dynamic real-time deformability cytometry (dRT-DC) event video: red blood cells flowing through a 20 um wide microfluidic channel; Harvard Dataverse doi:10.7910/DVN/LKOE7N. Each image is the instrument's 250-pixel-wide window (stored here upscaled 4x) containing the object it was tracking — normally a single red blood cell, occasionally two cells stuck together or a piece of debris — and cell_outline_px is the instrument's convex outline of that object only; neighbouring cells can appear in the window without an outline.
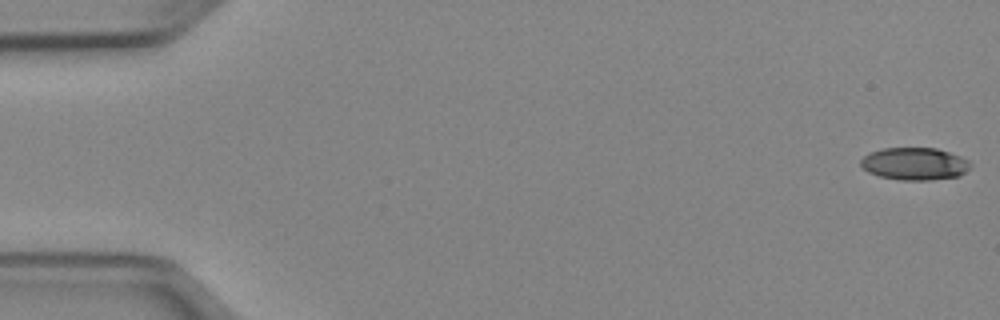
{"species": "Egyptian fruit bat (a non-hibernating species)", "species_latin": "Rousettus aegyptiacus", "temperature_condition": "cold", "stored_images_in_passage": 13, "camera_frame_rate_fps": 3000, "um_per_image_px": 0.085, "animal": {"sex": "female"}, "frame": {"image": 1, "passage_image": 1, "time_ms": 0.0, "image_size_px": [1000, 320], "cell_outline_px": [[972, 164], [960, 176], [928, 180], [900, 180], [880, 176], [868, 172], [860, 164], [860, 160], [868, 152], [884, 148], [936, 148], [960, 156], [968, 160]], "centroid_in_image_um": [77.72, 13.92], "position_along_channel_um": 7.3, "area_um2": 20.69}}
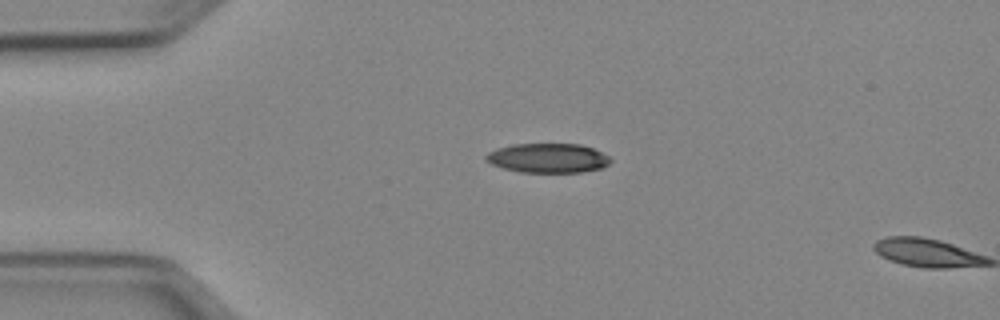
{"frame": {"image": 2, "passage_image": 12, "time_ms": 3.667, "image_size_px": [1000, 320], "cell_outline_px": [[612, 160], [604, 168], [580, 172], [520, 172], [504, 168], [492, 164], [484, 160], [484, 156], [488, 152], [496, 148], [512, 144], [580, 144], [592, 148], [608, 156]], "centroid_in_image_um": [46.55, 13.43], "position_along_channel_um": 38.5, "area_um2": 21.39}}